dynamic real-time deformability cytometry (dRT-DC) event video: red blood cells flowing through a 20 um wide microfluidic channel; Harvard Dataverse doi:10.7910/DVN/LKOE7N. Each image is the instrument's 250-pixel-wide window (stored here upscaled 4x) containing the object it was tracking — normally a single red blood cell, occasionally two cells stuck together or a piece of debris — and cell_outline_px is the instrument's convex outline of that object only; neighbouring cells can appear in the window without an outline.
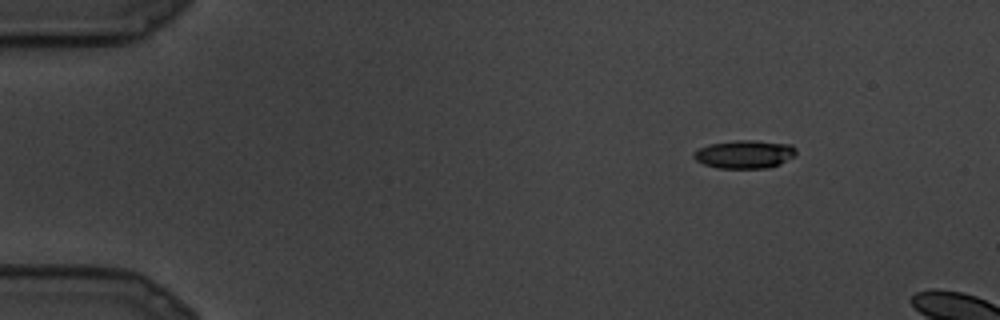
{"species": "common noctule bat (a hibernating species)", "species_latin": "Nyctalus noctula", "temperature_condition": "cold", "stored_images_in_passage": 7, "camera_frame_rate_fps": 3000, "um_per_image_px": 0.085, "animal": {"sex": "male", "body_mass_g": 19.5, "forearm_length_mm": 54.6}, "frame": {"image": 1, "passage_image": 4, "time_ms": 1.0, "image_size_px": [1000, 320], "cell_outline_px": [[796, 156], [780, 164], [768, 168], [720, 168], [704, 164], [696, 160], [692, 156], [700, 148], [708, 144], [736, 140], [756, 140], [792, 144], [796, 148]], "centroid_in_image_um": [63.35, 13.1], "position_along_channel_um": 21.7, "area_um2": 16.94}}